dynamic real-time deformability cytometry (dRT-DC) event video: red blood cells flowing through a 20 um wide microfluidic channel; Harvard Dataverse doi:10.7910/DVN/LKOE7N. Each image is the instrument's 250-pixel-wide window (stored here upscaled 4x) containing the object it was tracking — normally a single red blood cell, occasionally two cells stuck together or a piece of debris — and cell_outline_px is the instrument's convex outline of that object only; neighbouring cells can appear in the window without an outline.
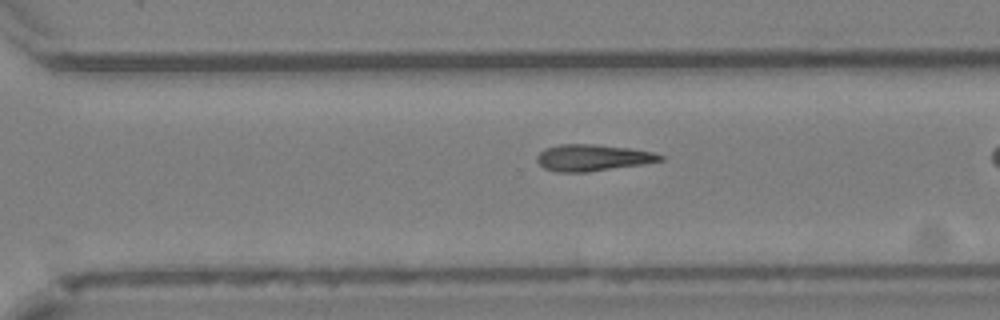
{"species": "Egyptian fruit bat (a non-hibernating species)", "species_latin": "Rousettus aegyptiacus", "temperature_condition": "cold", "stored_images_in_passage": 28, "camera_frame_rate_fps": 3000, "um_per_image_px": 0.085, "animal": {"sex": "female"}, "frame": {"image": 1, "passage_image": 24, "time_ms": 7.667, "image_size_px": [1000, 320], "cell_outline_px": [[664, 160], [644, 164], [584, 172], [556, 172], [544, 168], [536, 160], [536, 156], [544, 148], [560, 144], [596, 144], [628, 148], [652, 152], [664, 156]], "centroid_in_image_um": [50.35, 13.4], "position_along_channel_um": 320.3, "area_um2": 19.02}}